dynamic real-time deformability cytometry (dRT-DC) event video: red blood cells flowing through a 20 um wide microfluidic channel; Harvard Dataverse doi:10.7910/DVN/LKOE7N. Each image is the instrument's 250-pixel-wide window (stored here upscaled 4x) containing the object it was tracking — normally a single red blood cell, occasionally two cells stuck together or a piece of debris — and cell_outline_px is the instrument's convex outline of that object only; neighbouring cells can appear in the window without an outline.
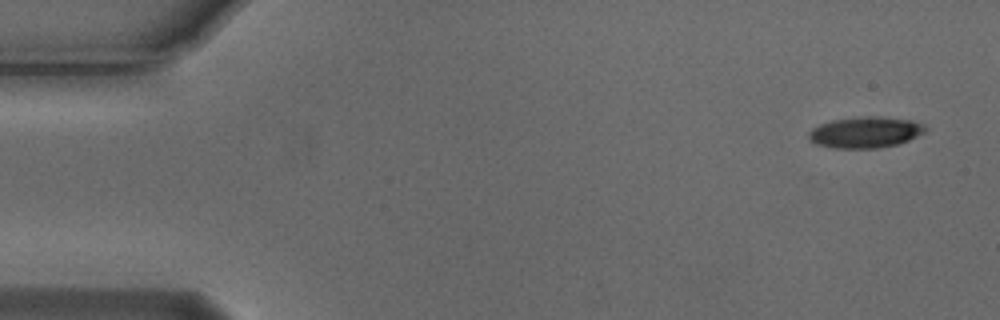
{"species": "Egyptian fruit bat (a non-hibernating species)", "species_latin": "Rousettus aegyptiacus", "temperature_condition": "cold", "stored_images_in_passage": 6, "camera_frame_rate_fps": 3000, "um_per_image_px": 0.085, "animal": {"sex": "male"}, "frame": {"image": 1, "passage_image": 1, "time_ms": 0.0, "image_size_px": [1000, 320], "cell_outline_px": [[928, 128], [924, 132], [908, 140], [896, 144], [876, 148], [836, 148], [816, 144], [808, 140], [808, 132], [812, 128], [820, 124], [832, 120], [864, 116], [876, 116], [912, 120], [924, 124]], "centroid_in_image_um": [73.53, 11.24], "position_along_channel_um": 11.5, "area_um2": 21.1}}
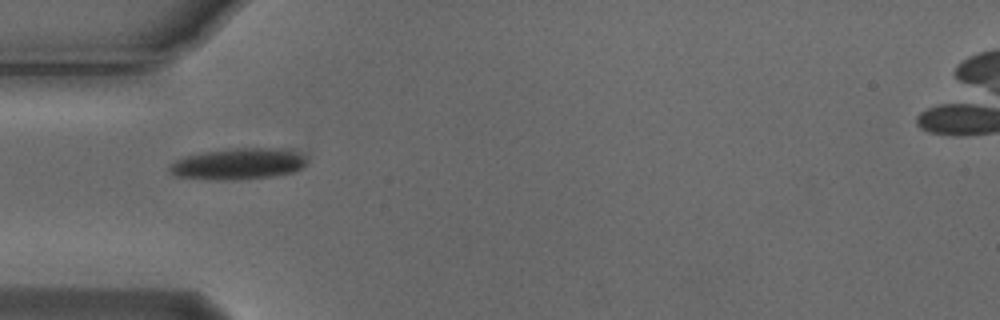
{"frame": {"image": 2, "passage_image": 5, "time_ms": 1.333, "image_size_px": [1000, 320], "cell_outline_px": [[304, 164], [300, 168], [292, 172], [276, 176], [232, 180], [220, 180], [176, 176], [168, 168], [176, 160], [184, 156], [204, 152], [232, 148], [280, 148], [296, 152], [304, 156]], "centroid_in_image_um": [20.23, 13.92], "position_along_channel_um": 64.8, "area_um2": 24.68}}
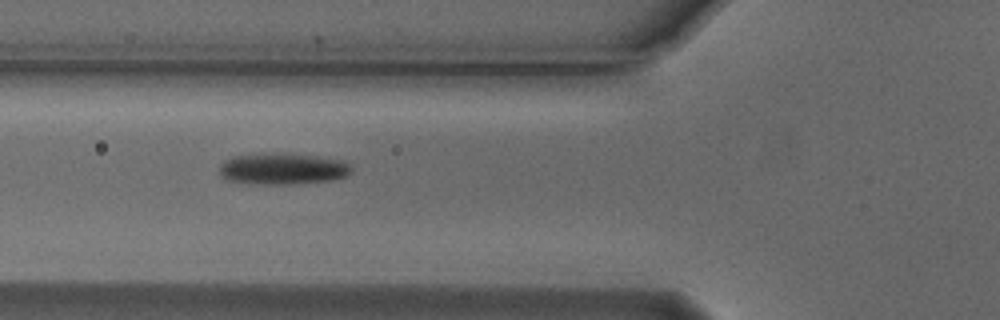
{"frame": {"image": 3, "passage_image": 6, "time_ms": 1.667, "image_size_px": [1000, 320], "cell_outline_px": [[352, 172], [344, 176], [332, 180], [288, 184], [248, 184], [228, 180], [220, 176], [220, 164], [224, 160], [232, 156], [260, 152], [316, 156], [340, 160], [348, 164], [352, 168]], "centroid_in_image_um": [23.95, 14.34], "position_along_channel_um": 101.9, "area_um2": 24.28}}